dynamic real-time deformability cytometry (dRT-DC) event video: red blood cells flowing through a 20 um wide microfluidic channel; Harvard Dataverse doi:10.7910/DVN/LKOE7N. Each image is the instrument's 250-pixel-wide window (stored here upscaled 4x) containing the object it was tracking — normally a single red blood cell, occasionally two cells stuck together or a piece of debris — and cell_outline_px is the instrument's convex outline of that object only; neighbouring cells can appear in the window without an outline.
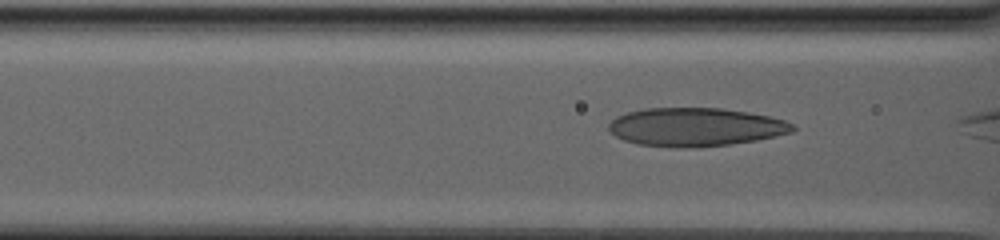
{"species": "human", "species_latin": "Homo sapiens", "temperature_condition": "warm", "stored_images_in_passage": 39, "camera_frame_rate_fps": 3000, "um_per_image_px": 0.085, "donor": {"sex": "male"}, "frame": {"image": 1, "passage_image": 35, "time_ms": 11.333, "image_size_px": [1000, 240], "cell_outline_px": [[796, 128], [792, 132], [756, 140], [728, 144], [692, 148], [676, 148], [640, 144], [624, 140], [616, 136], [608, 128], [608, 124], [616, 116], [628, 112], [644, 108], [720, 108], [748, 112], [768, 116], [784, 120], [792, 124]], "centroid_in_image_um": [59.09, 10.79], "position_along_channel_um": 107.5, "area_um2": 41.04}}